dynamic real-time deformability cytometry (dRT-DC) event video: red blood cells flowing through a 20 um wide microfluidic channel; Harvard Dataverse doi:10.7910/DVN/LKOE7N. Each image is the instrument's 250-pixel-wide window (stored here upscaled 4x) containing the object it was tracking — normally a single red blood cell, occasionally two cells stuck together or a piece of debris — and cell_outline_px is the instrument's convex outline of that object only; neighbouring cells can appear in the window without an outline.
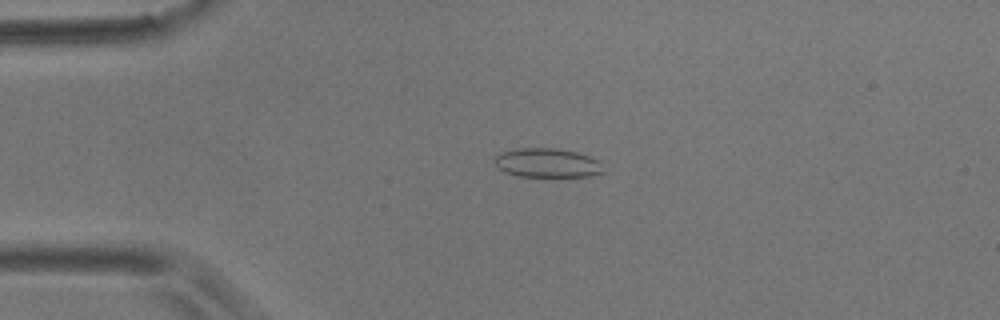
{"species": "common noctule bat (a hibernating species)", "species_latin": "Nyctalus noctula", "temperature_condition": "room temperature", "stored_images_in_passage": 53, "camera_frame_rate_fps": 3000, "um_per_image_px": 0.085, "animal": {"sex": "male", "body_mass_g": 17.9}, "frame": {"image": 1, "passage_image": 11, "time_ms": 3.333, "image_size_px": [1000, 320], "cell_outline_px": [[604, 172], [588, 176], [516, 176], [500, 168], [496, 164], [496, 156], [500, 152], [520, 148], [556, 148], [576, 152], [600, 160]], "centroid_in_image_um": [46.55, 13.84], "position_along_channel_um": 38.4, "area_um2": 18.21}}
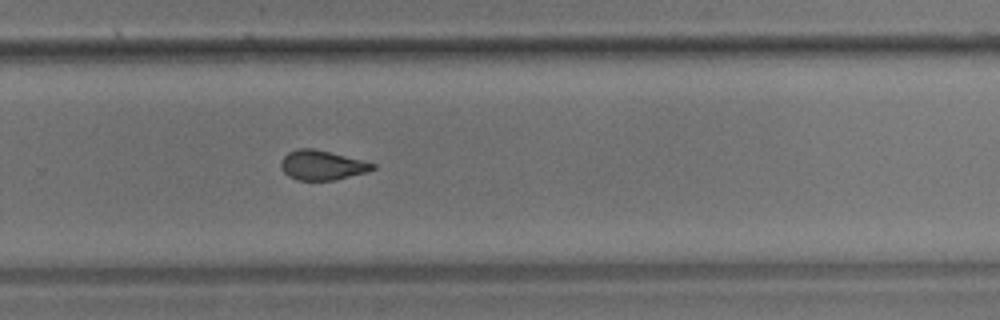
{"frame": {"image": 2, "passage_image": 35, "time_ms": 11.333, "image_size_px": [1000, 320], "cell_outline_px": [[376, 168], [368, 172], [336, 180], [296, 180], [288, 176], [284, 172], [280, 164], [280, 160], [288, 152], [296, 148], [312, 148], [364, 160], [376, 164]], "centroid_in_image_um": [27.38, 14.04], "position_along_channel_um": 302.4, "area_um2": 16.01}}
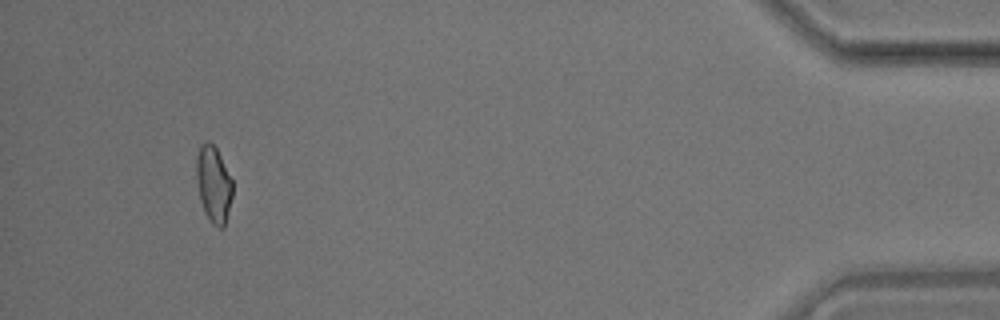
{"frame": {"image": 3, "passage_image": 50, "time_ms": 16.333, "image_size_px": [1000, 320], "cell_outline_px": [[232, 196], [224, 228], [220, 228], [212, 224], [208, 220], [204, 212], [200, 200], [196, 176], [196, 156], [200, 144], [208, 140], [216, 148], [232, 180]], "centroid_in_image_um": [18.13, 15.67], "position_along_channel_um": 417.1, "area_um2": 16.13}, "authors_computed_cell_mechanics": {"area_um2": 16.473, "velocity_mm_per_s": 3.6639, "shape_relaxation_time_tau1_ms": 7.4049, "shape_relaxation_time_tau2_ms": 1.4217, "deformation_change_tau1": 0.1589, "deformation_change_tau2": 0.0629}}